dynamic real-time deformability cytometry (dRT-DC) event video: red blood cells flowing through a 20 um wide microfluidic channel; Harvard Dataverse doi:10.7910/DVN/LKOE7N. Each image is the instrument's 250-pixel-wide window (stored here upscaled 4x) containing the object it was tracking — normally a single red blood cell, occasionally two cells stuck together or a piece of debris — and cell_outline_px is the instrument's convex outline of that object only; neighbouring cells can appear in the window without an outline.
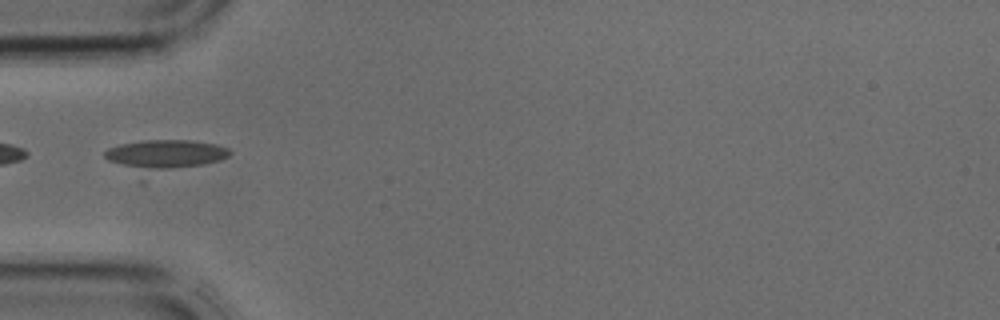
{"species": "common noctule bat (a hibernating species)", "species_latin": "Nyctalus noctula", "temperature_condition": "cold", "stored_images_in_passage": 3, "camera_frame_rate_fps": 3000, "um_per_image_px": 0.085, "animal": {"sex": "male", "body_mass_g": 17.9, "forearm_length_mm": 54.2}, "frame": {"image": 1, "passage_image": 3, "time_ms": 0.667, "image_size_px": [1000, 320], "cell_outline_px": [[232, 152], [228, 156], [220, 160], [140, 184], [108, 160], [104, 156], [104, 152], [108, 148], [120, 144], [144, 140], [188, 140], [216, 144], [228, 148]], "centroid_in_image_um": [13.84, 13.38], "position_along_channel_um": 71.2, "area_um2": 25.49}}